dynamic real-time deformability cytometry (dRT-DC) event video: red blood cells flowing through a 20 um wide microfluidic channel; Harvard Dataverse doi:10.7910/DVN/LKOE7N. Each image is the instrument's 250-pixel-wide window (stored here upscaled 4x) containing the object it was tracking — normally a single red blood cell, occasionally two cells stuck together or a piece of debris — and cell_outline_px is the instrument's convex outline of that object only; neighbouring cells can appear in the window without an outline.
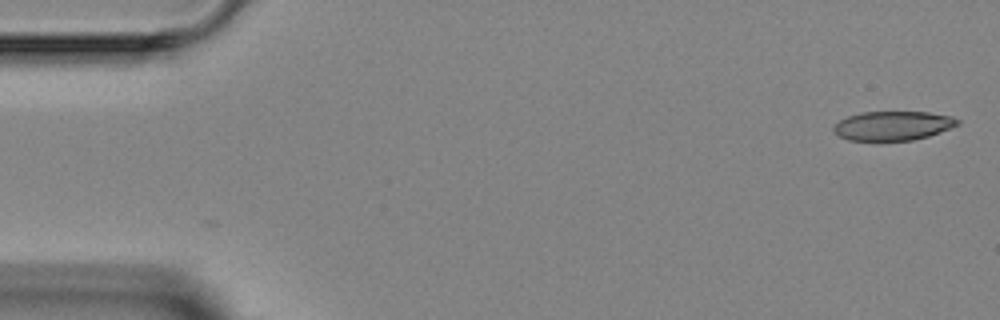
{"species": "Egyptian fruit bat (a non-hibernating species)", "species_latin": "Rousettus aegyptiacus", "temperature_condition": "room temperature", "stored_images_in_passage": 3, "camera_frame_rate_fps": 3000, "um_per_image_px": 0.085, "animal": {"sex": "female"}, "frame": {"image": 1, "passage_image": 1, "time_ms": 0.0, "image_size_px": [1000, 320], "cell_outline_px": [[960, 124], [940, 132], [928, 136], [912, 140], [848, 140], [840, 136], [832, 128], [840, 120], [848, 116], [860, 112], [928, 112], [952, 116], [960, 120]], "centroid_in_image_um": [75.93, 10.68], "position_along_channel_um": 9.1, "area_um2": 20.92}}